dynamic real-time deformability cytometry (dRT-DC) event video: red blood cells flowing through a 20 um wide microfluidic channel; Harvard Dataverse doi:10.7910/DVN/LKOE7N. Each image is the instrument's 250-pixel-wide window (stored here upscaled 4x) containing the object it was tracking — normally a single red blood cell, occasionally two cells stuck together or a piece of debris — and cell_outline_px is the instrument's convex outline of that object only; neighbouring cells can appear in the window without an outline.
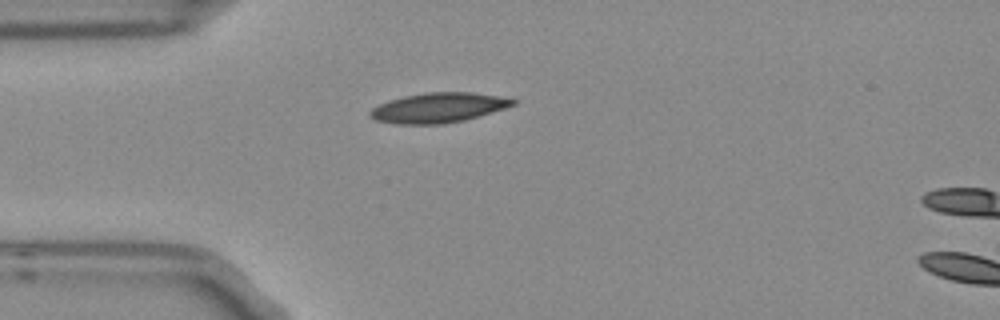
{"species": "Egyptian fruit bat (a non-hibernating species)", "species_latin": "Rousettus aegyptiacus", "temperature_condition": "room temperature", "stored_images_in_passage": 4, "camera_frame_rate_fps": 3000, "um_per_image_px": 0.085, "frame": {"image": 1, "passage_image": 4, "time_ms": 1.0, "image_size_px": [1000, 320], "cell_outline_px": [[520, 100], [516, 104], [504, 108], [464, 120], [444, 124], [396, 124], [376, 120], [368, 116], [368, 112], [372, 108], [388, 100], [404, 96], [424, 92], [472, 92], [500, 96]], "centroid_in_image_um": [37.25, 9.15], "position_along_channel_um": 47.7, "area_um2": 24.97}}